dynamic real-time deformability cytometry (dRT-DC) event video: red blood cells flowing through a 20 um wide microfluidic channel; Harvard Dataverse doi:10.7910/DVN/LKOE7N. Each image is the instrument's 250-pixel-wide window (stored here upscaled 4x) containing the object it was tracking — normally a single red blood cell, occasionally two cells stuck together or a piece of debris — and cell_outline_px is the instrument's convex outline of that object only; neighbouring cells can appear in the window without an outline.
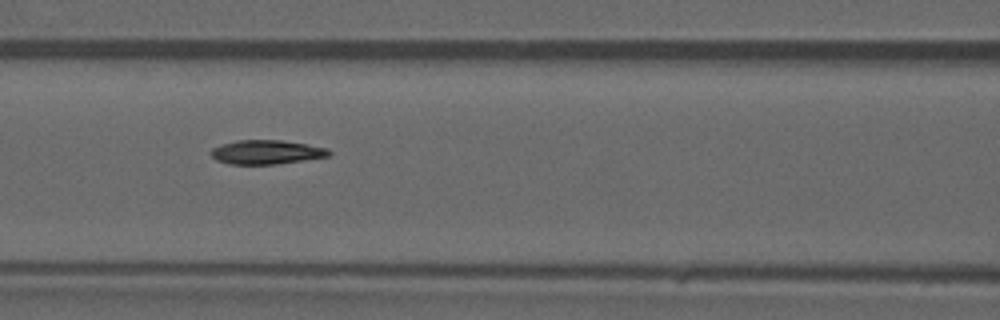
{"species": "common noctule bat (a hibernating species)", "species_latin": "Nyctalus noctula", "temperature_condition": "warm", "stored_images_in_passage": 47, "camera_frame_rate_fps": 3000, "um_per_image_px": 0.085, "animal": {"sex": "male", "forearm_length_mm": 52.5}, "frame": {"image": 1, "passage_image": 21, "time_ms": 6.667, "image_size_px": [1000, 320], "cell_outline_px": [[332, 152], [328, 156], [276, 164], [228, 164], [216, 160], [208, 152], [212, 148], [220, 144], [236, 140], [280, 140], [308, 144], [328, 148]], "centroid_in_image_um": [22.6, 12.92], "position_along_channel_um": 144.0, "area_um2": 16.65}}